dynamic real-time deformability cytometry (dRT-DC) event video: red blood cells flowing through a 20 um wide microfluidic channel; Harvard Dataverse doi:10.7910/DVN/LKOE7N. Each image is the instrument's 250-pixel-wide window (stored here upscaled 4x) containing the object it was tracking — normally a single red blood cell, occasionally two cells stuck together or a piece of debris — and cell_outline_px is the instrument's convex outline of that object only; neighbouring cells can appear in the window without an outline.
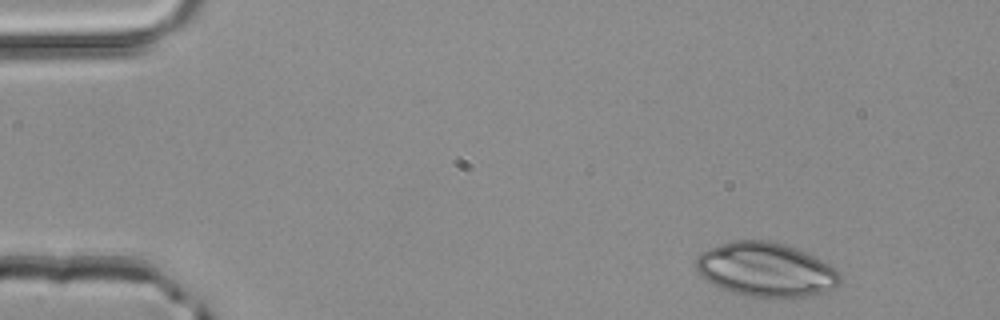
{"species": "common noctule bat (a hibernating species)", "species_latin": "Nyctalus noctula", "temperature_condition": "room temperature", "stored_images_in_passage": 4, "camera_frame_rate_fps": 3000, "um_per_image_px": 0.085, "animal": {"sex": "male", "body_mass_g": 20.4}, "frame": {"image": 1, "passage_image": 1, "time_ms": 0.0, "image_size_px": [1000, 320], "cell_outline_px": [[840, 284], [836, 288], [824, 292], [804, 296], [776, 300], [744, 296], [720, 288], [712, 284], [700, 276], [696, 272], [696, 256], [700, 252], [708, 248], [732, 240], [768, 240], [784, 244], [804, 252], [836, 268], [840, 276]], "centroid_in_image_um": [65.06, 22.95], "position_along_channel_um": 19.9, "area_um2": 46.12}}